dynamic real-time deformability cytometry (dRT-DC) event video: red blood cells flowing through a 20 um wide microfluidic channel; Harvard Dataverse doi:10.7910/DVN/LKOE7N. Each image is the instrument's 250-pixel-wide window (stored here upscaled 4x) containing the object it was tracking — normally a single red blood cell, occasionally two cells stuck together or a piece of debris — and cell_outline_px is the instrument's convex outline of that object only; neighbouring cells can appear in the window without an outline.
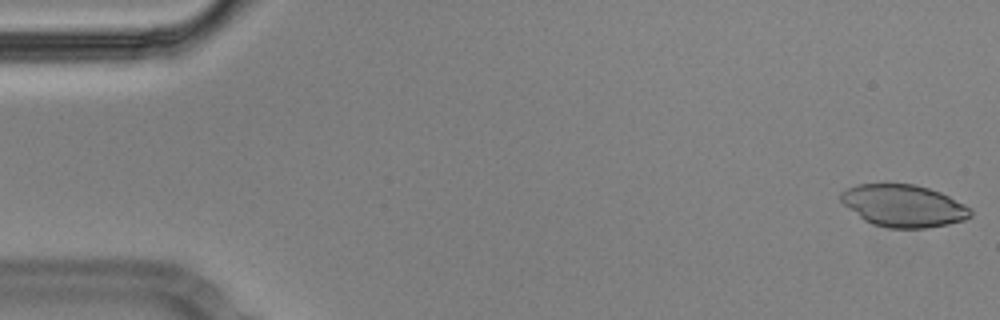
{"species": "Egyptian fruit bat (a non-hibernating species)", "species_latin": "Rousettus aegyptiacus", "temperature_condition": "cold", "stored_images_in_passage": 55, "camera_frame_rate_fps": 3000, "um_per_image_px": 0.085, "animal": {"sex": "male"}, "frame": {"image": 1, "passage_image": 1, "time_ms": 0.0, "image_size_px": [1000, 320], "cell_outline_px": [[972, 216], [964, 220], [948, 224], [928, 228], [888, 228], [872, 224], [864, 220], [844, 204], [840, 200], [840, 192], [856, 184], [916, 184], [940, 192], [972, 208]], "centroid_in_image_um": [76.81, 17.49], "position_along_channel_um": 8.2, "area_um2": 31.91}}
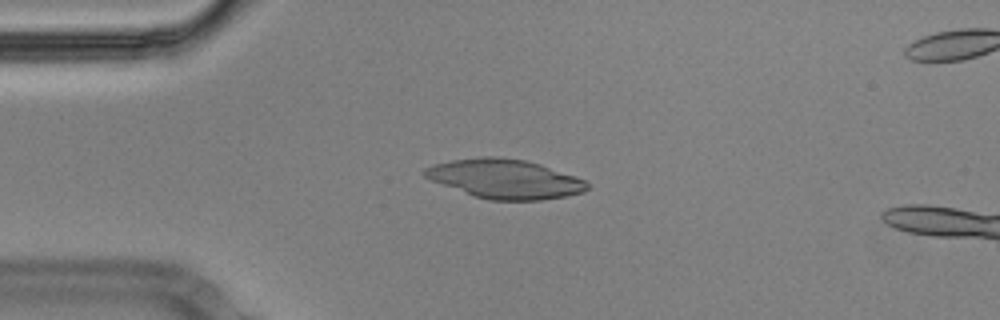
{"frame": {"image": 2, "passage_image": 13, "time_ms": 4.0, "image_size_px": [1000, 320], "cell_outline_px": [[588, 188], [584, 192], [564, 196], [540, 200], [488, 200], [472, 196], [432, 180], [424, 176], [424, 168], [436, 164], [452, 160], [480, 156], [496, 156], [524, 160], [540, 164], [576, 176], [584, 180], [588, 184]], "centroid_in_image_um": [42.92, 15.2], "position_along_channel_um": 42.1, "area_um2": 36.93}}